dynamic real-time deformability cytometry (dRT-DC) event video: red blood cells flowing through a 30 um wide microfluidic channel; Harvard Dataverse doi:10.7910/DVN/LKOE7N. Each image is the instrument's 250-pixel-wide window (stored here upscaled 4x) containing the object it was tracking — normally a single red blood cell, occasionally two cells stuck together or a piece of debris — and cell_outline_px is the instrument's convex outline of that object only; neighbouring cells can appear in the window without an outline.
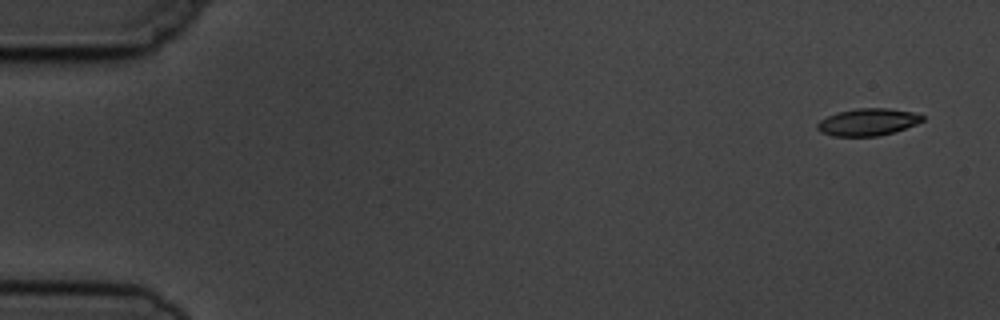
{"species": "common noctule bat (a hibernating species)", "species_latin": "Nyctalus noctula", "temperature_condition": "cold", "stored_images_in_passage": 6, "camera_frame_rate_fps": 3000, "um_per_image_px": 0.085, "animal": {"sex": "male", "body_mass_g": 19.5, "forearm_length_mm": 54.6}, "frame": {"image": 1, "passage_image": 1, "time_ms": 0.0, "image_size_px": [1000, 320], "cell_outline_px": [[924, 120], [916, 124], [892, 132], [876, 136], [832, 136], [820, 132], [816, 128], [816, 124], [820, 120], [836, 112], [856, 108], [888, 108], [912, 112], [924, 116]], "centroid_in_image_um": [73.72, 10.37], "position_along_channel_um": 11.3, "area_um2": 16.59}}
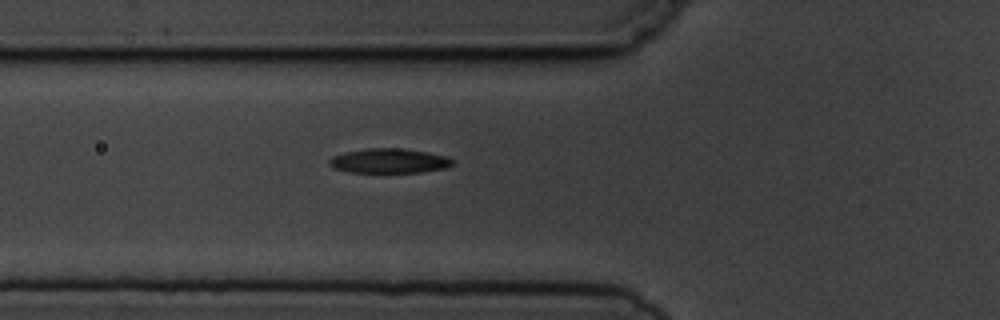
{"frame": {"image": 2, "passage_image": 6, "time_ms": 5.667, "image_size_px": [1000, 320], "cell_outline_px": [[452, 164], [444, 168], [420, 172], [348, 172], [332, 168], [328, 164], [328, 160], [332, 156], [344, 152], [368, 148], [404, 148], [428, 152], [444, 156], [452, 160]], "centroid_in_image_um": [32.99, 13.66], "position_along_channel_um": 92.8, "area_um2": 17.63}}